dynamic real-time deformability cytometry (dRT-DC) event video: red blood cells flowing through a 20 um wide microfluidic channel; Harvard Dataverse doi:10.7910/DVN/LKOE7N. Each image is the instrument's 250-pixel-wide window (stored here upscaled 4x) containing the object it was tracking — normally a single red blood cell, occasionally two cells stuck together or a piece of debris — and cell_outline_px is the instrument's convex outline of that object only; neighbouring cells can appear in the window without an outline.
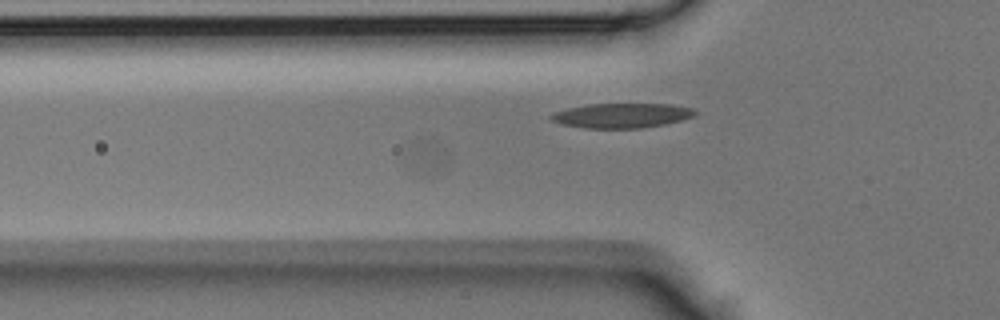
{"species": "Egyptian fruit bat (a non-hibernating species)", "species_latin": "Rousettus aegyptiacus", "temperature_condition": "room temperature", "stored_images_in_passage": 4, "camera_frame_rate_fps": 3000, "um_per_image_px": 0.085, "animal": {"sex": "male"}, "frame": {"image": 1, "passage_image": 4, "time_ms": 1.0, "image_size_px": [1000, 320], "cell_outline_px": [[696, 116], [664, 124], [640, 128], [584, 128], [560, 124], [552, 120], [548, 116], [556, 112], [568, 108], [588, 104], [672, 104], [692, 108], [696, 112]], "centroid_in_image_um": [52.84, 9.82], "position_along_channel_um": 73.0, "area_um2": 20.63}}